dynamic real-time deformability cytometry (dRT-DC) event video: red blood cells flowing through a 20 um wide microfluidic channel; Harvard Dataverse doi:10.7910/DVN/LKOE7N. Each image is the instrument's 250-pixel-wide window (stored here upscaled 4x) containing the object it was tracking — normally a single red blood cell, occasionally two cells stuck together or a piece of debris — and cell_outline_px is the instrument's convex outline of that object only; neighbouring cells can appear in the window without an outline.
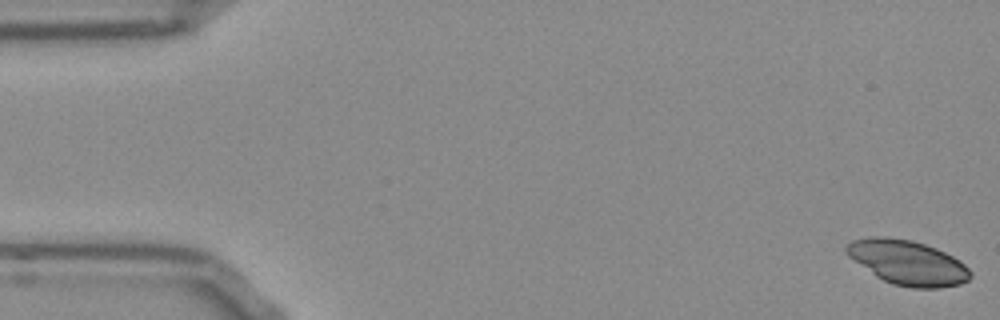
{"species": "Egyptian fruit bat (a non-hibernating species)", "species_latin": "Rousettus aegyptiacus", "temperature_condition": "room temperature", "stored_images_in_passage": 13, "camera_frame_rate_fps": 3000, "um_per_image_px": 0.085, "frame": {"image": 1, "passage_image": 1, "time_ms": 0.0, "image_size_px": [1000, 320], "cell_outline_px": [[972, 276], [968, 280], [960, 284], [940, 288], [912, 288], [892, 284], [876, 276], [848, 256], [844, 252], [844, 248], [852, 240], [872, 236], [880, 236], [912, 240], [936, 248], [960, 260], [972, 272]], "centroid_in_image_um": [77.15, 22.32], "position_along_channel_um": 7.8, "area_um2": 32.19}}